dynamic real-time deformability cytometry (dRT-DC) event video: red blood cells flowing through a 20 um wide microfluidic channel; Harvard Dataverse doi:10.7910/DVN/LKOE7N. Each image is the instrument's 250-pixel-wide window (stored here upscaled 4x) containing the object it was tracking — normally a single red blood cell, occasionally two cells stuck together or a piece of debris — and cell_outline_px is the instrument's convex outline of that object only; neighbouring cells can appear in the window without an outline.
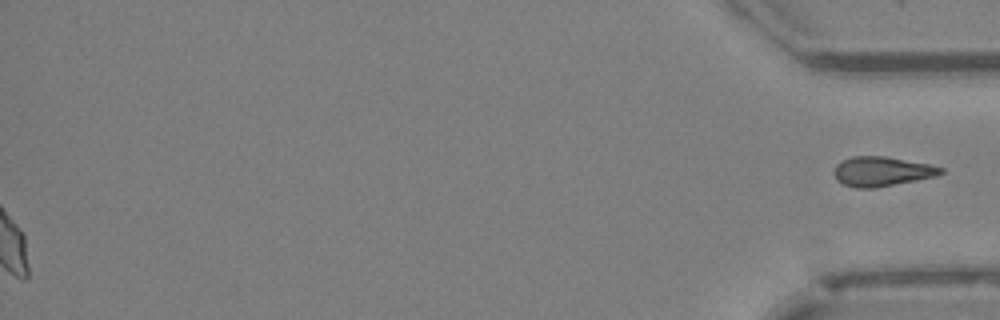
{"species": "Egyptian fruit bat (a non-hibernating species)", "species_latin": "Rousettus aegyptiacus", "temperature_condition": "cold", "stored_images_in_passage": 50, "segment_of_instrument_passage": [2, 2], "camera_frame_rate_fps": 3000, "um_per_image_px": 0.085, "animal": {"sex": "female"}, "frame": {"image": 1, "passage_image": 50, "time_ms": 16.333, "image_size_px": [1000, 320], "cell_outline_px": [[944, 172], [936, 176], [876, 188], [856, 188], [844, 184], [836, 180], [836, 164], [852, 156], [884, 156], [928, 164], [944, 168]], "centroid_in_image_um": [74.97, 14.57], "position_along_channel_um": 360.2, "area_um2": 18.15}}